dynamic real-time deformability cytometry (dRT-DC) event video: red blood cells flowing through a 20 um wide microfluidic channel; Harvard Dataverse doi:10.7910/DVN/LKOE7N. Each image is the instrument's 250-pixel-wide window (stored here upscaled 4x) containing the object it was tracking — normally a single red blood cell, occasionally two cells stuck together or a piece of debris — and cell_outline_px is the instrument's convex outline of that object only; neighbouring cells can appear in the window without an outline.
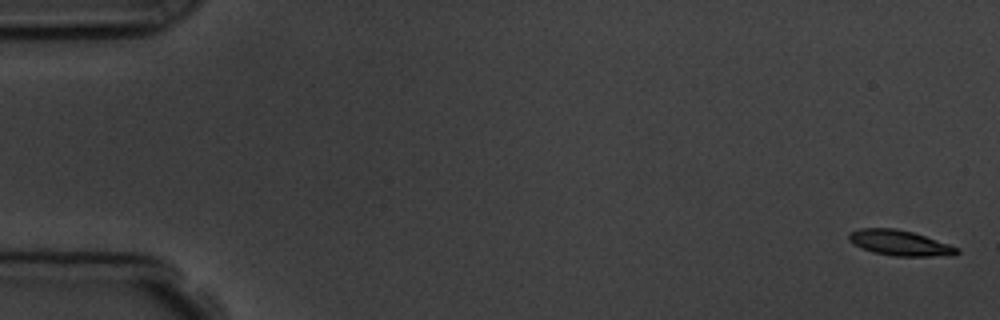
{"species": "common noctule bat (a hibernating species)", "species_latin": "Nyctalus noctula", "temperature_condition": "room temperature", "stored_images_in_passage": 4, "camera_frame_rate_fps": 3000, "um_per_image_px": 0.085, "animal": {"sex": "male", "body_mass_g": 19.5, "forearm_length_mm": 54.6}, "frame": {"image": 1, "passage_image": 1, "time_ms": 0.0, "image_size_px": [1000, 320], "cell_outline_px": [[960, 252], [952, 256], [892, 256], [872, 252], [860, 248], [848, 240], [848, 236], [852, 232], [860, 228], [896, 228], [912, 232], [960, 248]], "centroid_in_image_um": [76.48, 20.66], "position_along_channel_um": 8.5, "area_um2": 16.01}}